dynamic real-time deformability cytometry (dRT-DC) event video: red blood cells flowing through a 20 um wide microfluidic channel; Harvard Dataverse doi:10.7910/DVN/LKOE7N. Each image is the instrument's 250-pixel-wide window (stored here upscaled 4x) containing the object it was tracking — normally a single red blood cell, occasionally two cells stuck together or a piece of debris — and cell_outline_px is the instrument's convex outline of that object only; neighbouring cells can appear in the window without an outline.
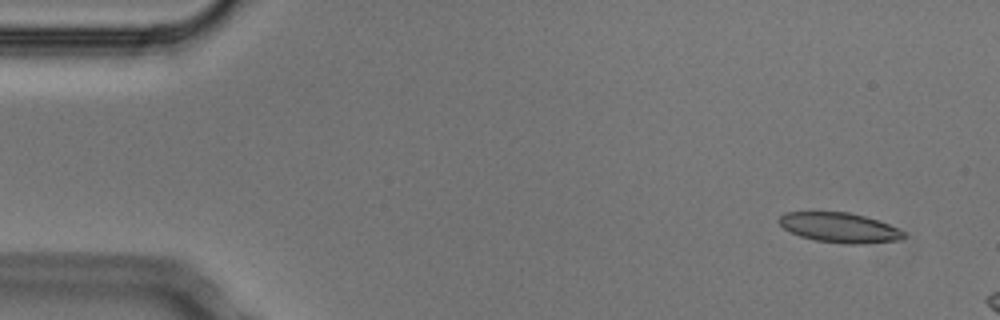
{"species": "Egyptian fruit bat (a non-hibernating species)", "species_latin": "Rousettus aegyptiacus", "temperature_condition": "cold", "stored_images_in_passage": 3, "camera_frame_rate_fps": 3000, "um_per_image_px": 0.085, "animal": {"sex": "male"}, "frame": {"image": 1, "passage_image": 1, "time_ms": 0.0, "image_size_px": [1000, 320], "cell_outline_px": [[908, 236], [904, 240], [860, 244], [844, 244], [816, 240], [800, 236], [784, 228], [776, 220], [784, 212], [848, 212], [864, 216], [888, 224], [904, 232]], "centroid_in_image_um": [71.38, 19.35], "position_along_channel_um": 13.6, "area_um2": 21.73}}